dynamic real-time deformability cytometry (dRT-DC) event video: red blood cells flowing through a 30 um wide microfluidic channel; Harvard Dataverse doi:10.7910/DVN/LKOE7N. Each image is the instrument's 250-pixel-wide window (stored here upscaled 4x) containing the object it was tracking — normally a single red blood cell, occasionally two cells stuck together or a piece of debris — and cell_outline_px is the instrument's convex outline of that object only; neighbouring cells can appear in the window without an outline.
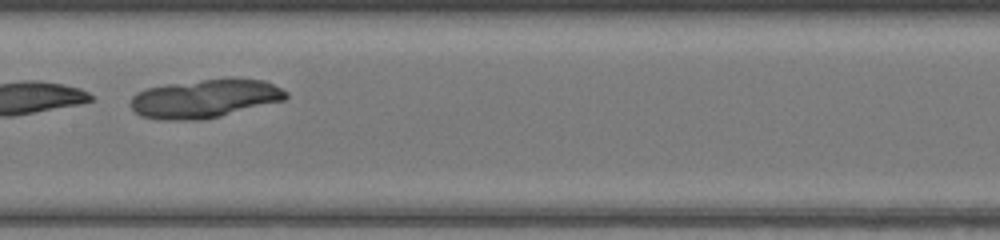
{"species": "common noctule bat (a hibernating species)", "species_latin": "Nyctalus noctula", "temperature_condition": "warm", "stored_images_in_passage": 22, "camera_frame_rate_fps": 3000, "um_per_image_px": 0.085, "animal": {"sex": "female", "body_mass_g": 17.0, "forearm_length_mm": 48.0}, "frame": {"image": 1, "passage_image": 19, "time_ms": 6.0, "image_size_px": [1000, 240], "cell_outline_px": [[288, 96], [284, 100], [220, 116], [200, 120], [160, 120], [140, 116], [132, 108], [132, 96], [136, 92], [148, 88], [168, 84], [228, 76], [264, 80], [288, 92]], "centroid_in_image_um": [17.43, 8.36], "position_along_channel_um": 190.0, "area_um2": 35.2}}